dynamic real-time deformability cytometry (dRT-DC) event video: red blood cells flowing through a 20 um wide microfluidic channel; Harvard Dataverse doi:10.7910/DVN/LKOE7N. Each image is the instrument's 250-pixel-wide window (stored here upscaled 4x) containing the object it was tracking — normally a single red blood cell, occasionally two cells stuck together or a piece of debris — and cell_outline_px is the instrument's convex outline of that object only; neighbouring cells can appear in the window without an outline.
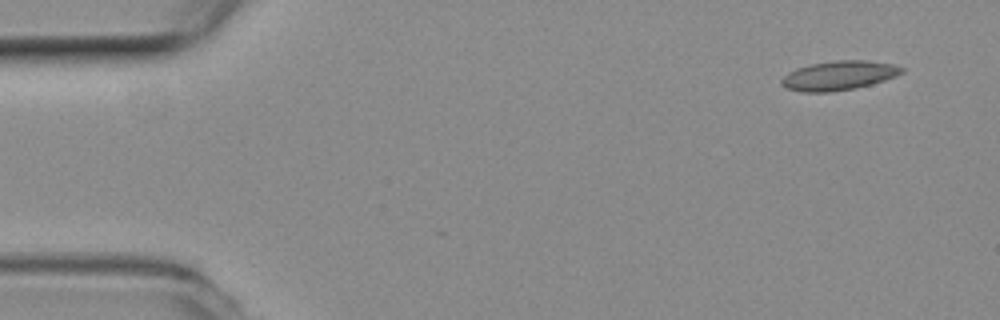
{"species": "common noctule bat (a hibernating species)", "species_latin": "Nyctalus noctula", "temperature_condition": "room temperature", "stored_images_in_passage": 5, "camera_frame_rate_fps": 3000, "um_per_image_px": 0.085, "animal": {"sex": "female", "body_mass_g": 19.3, "forearm_length_mm": 54.1}, "frame": {"image": 1, "passage_image": 1, "time_ms": 0.0, "image_size_px": [1000, 320], "cell_outline_px": [[904, 72], [896, 76], [872, 84], [856, 88], [828, 92], [804, 92], [788, 88], [780, 84], [780, 80], [788, 72], [796, 68], [812, 64], [836, 60], [864, 60], [892, 64], [904, 68]], "centroid_in_image_um": [71.3, 6.42], "position_along_channel_um": 13.7, "area_um2": 20.4}}
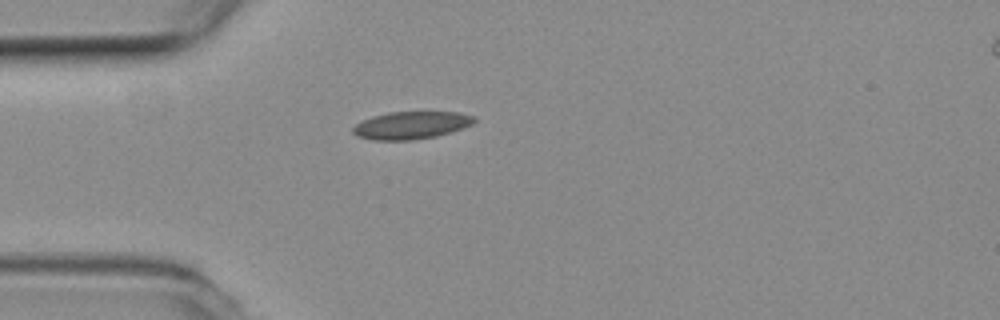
{"frame": {"image": 2, "passage_image": 4, "time_ms": 1.0, "image_size_px": [1000, 320], "cell_outline_px": [[476, 120], [472, 124], [452, 132], [436, 136], [412, 140], [372, 140], [356, 136], [352, 132], [352, 128], [356, 124], [372, 116], [388, 112], [456, 112], [476, 116]], "centroid_in_image_um": [34.95, 10.65], "position_along_channel_um": 50.1, "area_um2": 19.54}}